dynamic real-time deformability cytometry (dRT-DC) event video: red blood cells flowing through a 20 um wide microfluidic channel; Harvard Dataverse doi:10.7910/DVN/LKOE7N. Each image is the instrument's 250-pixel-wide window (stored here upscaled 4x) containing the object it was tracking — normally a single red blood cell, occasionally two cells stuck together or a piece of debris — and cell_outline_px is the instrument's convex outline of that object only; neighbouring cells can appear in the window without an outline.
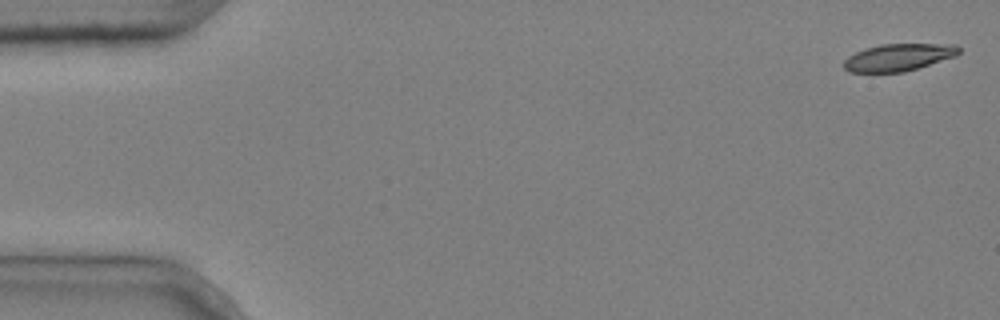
{"species": "common noctule bat (a hibernating species)", "species_latin": "Nyctalus noctula", "temperature_condition": "cold", "stored_images_in_passage": 5, "camera_frame_rate_fps": 3000, "um_per_image_px": 0.085, "animal": {"sex": "male", "body_mass_g": 20.4}, "frame": {"image": 1, "passage_image": 1, "time_ms": 0.0, "image_size_px": [1000, 320], "cell_outline_px": [[960, 52], [956, 56], [904, 72], [848, 72], [844, 68], [844, 60], [848, 56], [864, 48], [880, 44], [956, 44], [960, 48]], "centroid_in_image_um": [76.37, 4.87], "position_along_channel_um": 8.6, "area_um2": 18.26}}
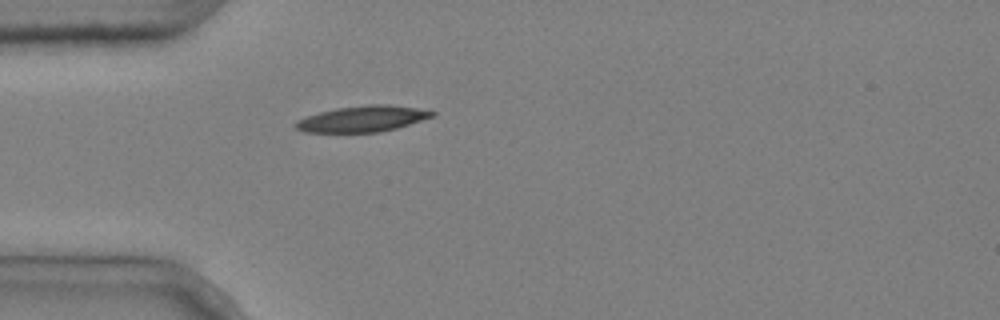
{"frame": {"image": 2, "passage_image": 5, "time_ms": 1.333, "image_size_px": [1000, 320], "cell_outline_px": [[436, 116], [396, 128], [380, 132], [304, 132], [296, 128], [296, 120], [320, 112], [336, 108], [368, 104], [388, 104], [416, 108], [436, 112]], "centroid_in_image_um": [30.85, 10.09], "position_along_channel_um": 54.2, "area_um2": 20.58}}